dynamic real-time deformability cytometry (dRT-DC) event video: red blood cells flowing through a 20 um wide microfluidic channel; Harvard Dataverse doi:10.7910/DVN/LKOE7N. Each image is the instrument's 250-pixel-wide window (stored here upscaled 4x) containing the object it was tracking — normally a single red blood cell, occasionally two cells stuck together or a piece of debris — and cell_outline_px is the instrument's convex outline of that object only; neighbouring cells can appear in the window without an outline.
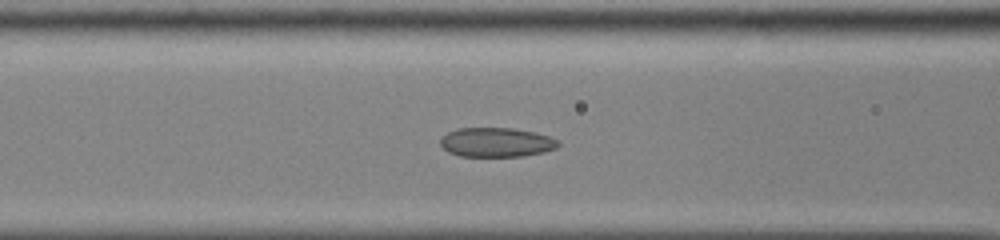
{"species": "common noctule bat (a hibernating species)", "species_latin": "Nyctalus noctula", "temperature_condition": "cold", "stored_images_in_passage": 46, "camera_frame_rate_fps": 3000, "um_per_image_px": 0.085, "animal": {"sex": "male", "body_mass_g": 13.0, "forearm_length_mm": 53.1}, "frame": {"image": 1, "passage_image": 16, "time_ms": 5.0, "image_size_px": [1000, 240], "cell_outline_px": [[560, 144], [556, 148], [544, 152], [524, 156], [460, 156], [448, 152], [440, 144], [440, 140], [448, 132], [456, 128], [512, 128], [536, 132], [548, 136], [556, 140]], "centroid_in_image_um": [42.19, 12.09], "position_along_channel_um": 124.4, "area_um2": 20.11}}
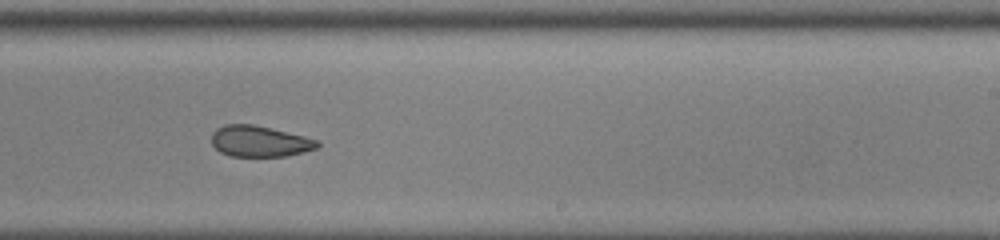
{"frame": {"image": 2, "passage_image": 27, "time_ms": 8.667, "image_size_px": [1000, 240], "cell_outline_px": [[320, 144], [316, 148], [304, 152], [288, 156], [228, 156], [220, 152], [212, 144], [212, 132], [216, 128], [224, 124], [252, 124], [272, 128], [304, 136], [316, 140]], "centroid_in_image_um": [22.04, 12.01], "position_along_channel_um": 267.0, "area_um2": 19.19}}
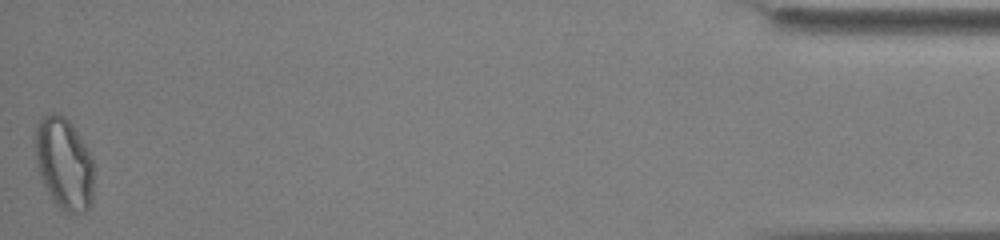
{"frame": {"image": 3, "passage_image": 46, "time_ms": 15.0, "image_size_px": [1000, 240], "cell_outline_px": [[96, 164], [92, 204], [84, 212], [64, 212], [52, 200], [40, 176], [36, 164], [36, 124], [40, 116], [52, 112], [60, 112], [72, 124]], "centroid_in_image_um": [5.48, 13.89], "position_along_channel_um": 429.7, "area_um2": 32.02}, "authors_computed_cell_mechanics": {"area_um2": 22.0218, "velocity_mm_per_s": 3.8945, "shape_relaxation_time_tau1_ms": null, "shape_relaxation_time_tau2_ms": 3.0999, "deformation_change_tau1": null, "deformation_change_tau2": 0.0892}}